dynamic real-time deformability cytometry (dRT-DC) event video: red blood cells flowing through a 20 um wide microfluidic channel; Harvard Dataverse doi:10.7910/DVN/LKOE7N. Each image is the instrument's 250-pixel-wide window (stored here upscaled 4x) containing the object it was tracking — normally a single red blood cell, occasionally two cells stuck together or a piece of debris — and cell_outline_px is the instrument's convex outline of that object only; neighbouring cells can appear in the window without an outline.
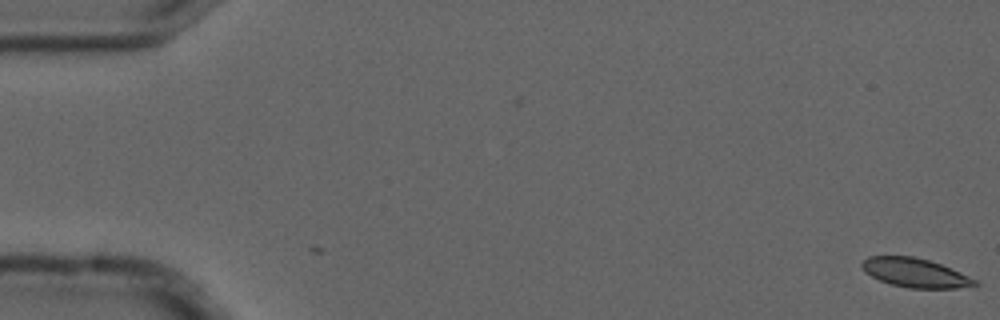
{"species": "common noctule bat (a hibernating species)", "species_latin": "Nyctalus noctula", "temperature_condition": "cold", "stored_images_in_passage": 6, "camera_frame_rate_fps": 3000, "um_per_image_px": 0.085, "animal": {"sex": "male", "forearm_length_mm": 52.5}, "frame": {"image": 1, "passage_image": 1, "time_ms": 0.0, "image_size_px": [1000, 320], "cell_outline_px": [[980, 284], [956, 288], [908, 288], [892, 284], [880, 280], [864, 272], [860, 264], [868, 256], [912, 256], [928, 260], [952, 268], [976, 280]], "centroid_in_image_um": [77.77, 23.18], "position_along_channel_um": 7.2, "area_um2": 18.96}}
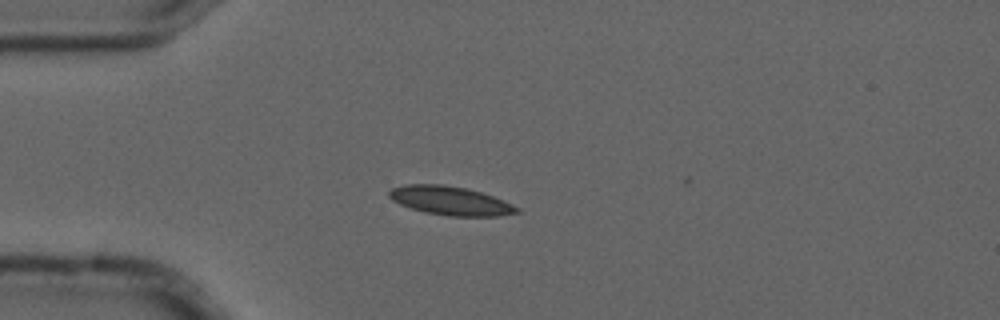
{"frame": {"image": 2, "passage_image": 4, "time_ms": 1.0, "image_size_px": [1000, 320], "cell_outline_px": [[520, 212], [500, 216], [448, 216], [424, 212], [400, 204], [392, 200], [388, 196], [388, 192], [392, 188], [404, 184], [444, 184], [468, 188], [504, 200], [520, 208]], "centroid_in_image_um": [38.29, 17.06], "position_along_channel_um": 46.7, "area_um2": 21.56}}